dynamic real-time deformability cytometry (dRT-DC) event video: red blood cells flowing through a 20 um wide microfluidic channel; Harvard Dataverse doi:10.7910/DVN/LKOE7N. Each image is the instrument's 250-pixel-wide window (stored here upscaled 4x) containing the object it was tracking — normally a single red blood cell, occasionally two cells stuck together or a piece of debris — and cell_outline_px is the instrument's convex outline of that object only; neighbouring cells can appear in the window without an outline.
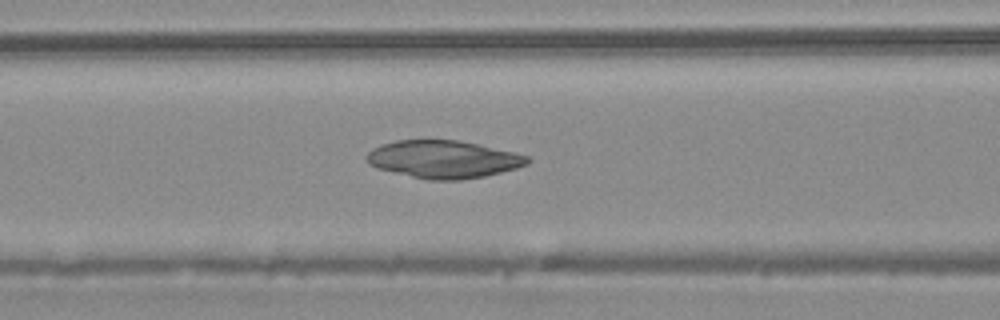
{"species": "common noctule bat (a hibernating species)", "species_latin": "Nyctalus noctula", "temperature_condition": "warm", "stored_images_in_passage": 46, "camera_frame_rate_fps": 3000, "um_per_image_px": 0.085, "animal": {"sex": "male", "body_mass_g": 20.4}, "frame": {"image": 1, "passage_image": 19, "time_ms": 6.0, "image_size_px": [1000, 320], "cell_outline_px": [[532, 160], [528, 164], [516, 168], [484, 176], [460, 180], [428, 180], [376, 168], [368, 164], [364, 156], [372, 148], [380, 144], [396, 140], [456, 140], [516, 152], [528, 156]], "centroid_in_image_um": [37.66, 13.54], "position_along_channel_um": 128.9, "area_um2": 35.37}}
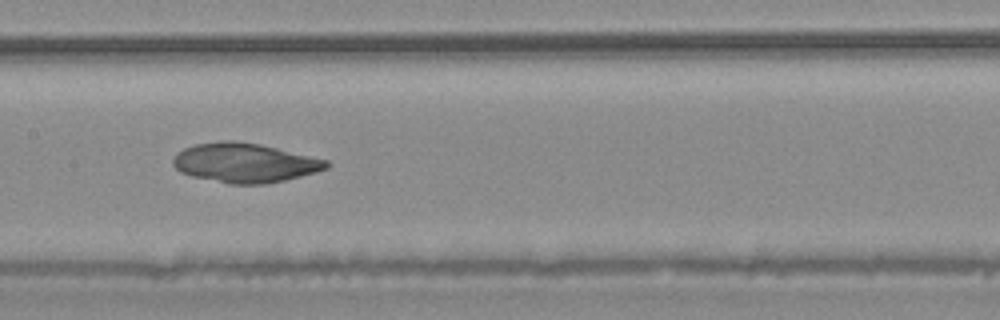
{"frame": {"image": 2, "passage_image": 23, "time_ms": 7.333, "image_size_px": [1000, 320], "cell_outline_px": [[332, 164], [328, 168], [316, 172], [268, 184], [228, 184], [192, 176], [180, 172], [172, 164], [172, 160], [176, 152], [184, 148], [196, 144], [220, 140], [236, 140], [260, 144], [328, 160]], "centroid_in_image_um": [20.79, 13.83], "position_along_channel_um": 186.6, "area_um2": 35.43}}
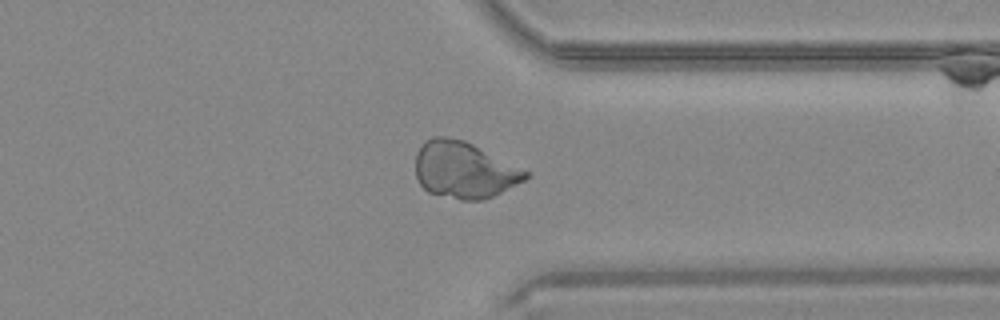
{"frame": {"image": 3, "passage_image": 36, "time_ms": 11.667, "image_size_px": [1000, 320], "cell_outline_px": [[528, 176], [524, 180], [484, 200], [460, 200], [428, 192], [420, 184], [416, 176], [416, 152], [432, 136], [444, 136], [464, 140], [528, 172]], "centroid_in_image_um": [39.4, 14.45], "position_along_channel_um": 372.0, "area_um2": 35.6}}